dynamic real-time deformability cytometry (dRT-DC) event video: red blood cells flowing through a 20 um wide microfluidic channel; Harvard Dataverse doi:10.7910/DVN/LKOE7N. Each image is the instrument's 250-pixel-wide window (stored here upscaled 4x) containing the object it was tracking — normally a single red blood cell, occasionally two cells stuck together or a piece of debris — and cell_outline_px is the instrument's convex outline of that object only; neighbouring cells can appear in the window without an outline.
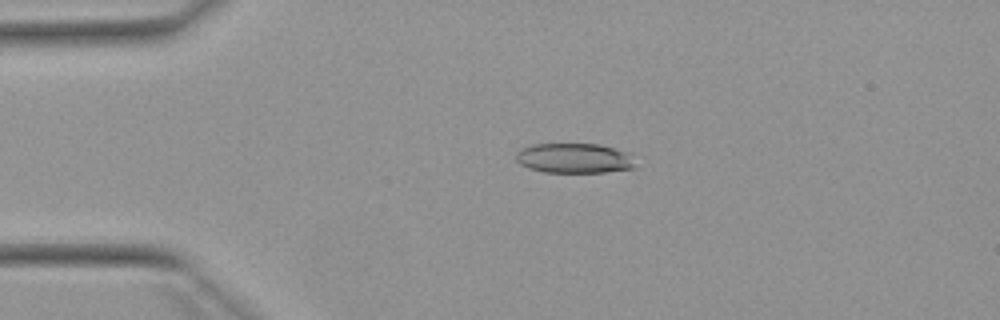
{"species": "Egyptian fruit bat (a non-hibernating species)", "species_latin": "Rousettus aegyptiacus", "temperature_condition": "warm", "stored_images_in_passage": 28, "camera_frame_rate_fps": 3000, "um_per_image_px": 0.085, "animal": {"sex": "female"}, "frame": {"image": 1, "passage_image": 9, "time_ms": 2.667, "image_size_px": [1000, 320], "cell_outline_px": [[632, 168], [604, 172], [544, 172], [528, 168], [520, 164], [516, 160], [516, 152], [520, 148], [532, 144], [600, 144], [628, 152], [632, 164]], "centroid_in_image_um": [48.72, 13.44], "position_along_channel_um": 36.3, "area_um2": 20.63}}
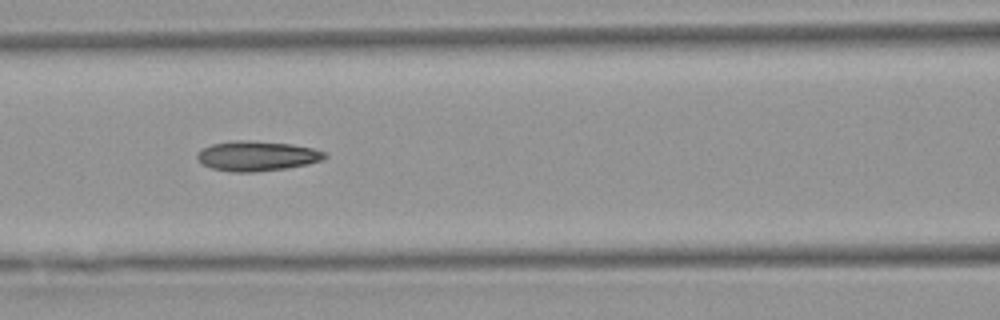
{"frame": {"image": 2, "passage_image": 20, "time_ms": 6.333, "image_size_px": [1000, 320], "cell_outline_px": [[328, 156], [320, 160], [304, 164], [284, 168], [256, 172], [232, 172], [212, 168], [204, 164], [196, 156], [196, 152], [212, 144], [232, 140], [248, 140], [292, 144], [312, 148], [324, 152]], "centroid_in_image_um": [21.8, 13.25], "position_along_channel_um": 144.8, "area_um2": 21.96}}
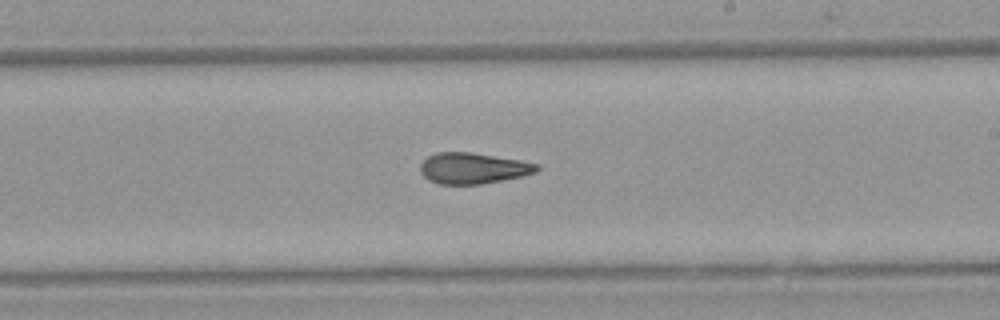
{"frame": {"image": 3, "passage_image": 28, "time_ms": 9.0, "image_size_px": [1000, 320], "cell_outline_px": [[540, 168], [536, 172], [524, 176], [480, 184], [440, 184], [428, 180], [420, 172], [420, 164], [428, 156], [436, 152], [472, 152], [520, 160], [540, 164]], "centroid_in_image_um": [40.22, 14.29], "position_along_channel_um": 248.8, "area_um2": 21.15}}